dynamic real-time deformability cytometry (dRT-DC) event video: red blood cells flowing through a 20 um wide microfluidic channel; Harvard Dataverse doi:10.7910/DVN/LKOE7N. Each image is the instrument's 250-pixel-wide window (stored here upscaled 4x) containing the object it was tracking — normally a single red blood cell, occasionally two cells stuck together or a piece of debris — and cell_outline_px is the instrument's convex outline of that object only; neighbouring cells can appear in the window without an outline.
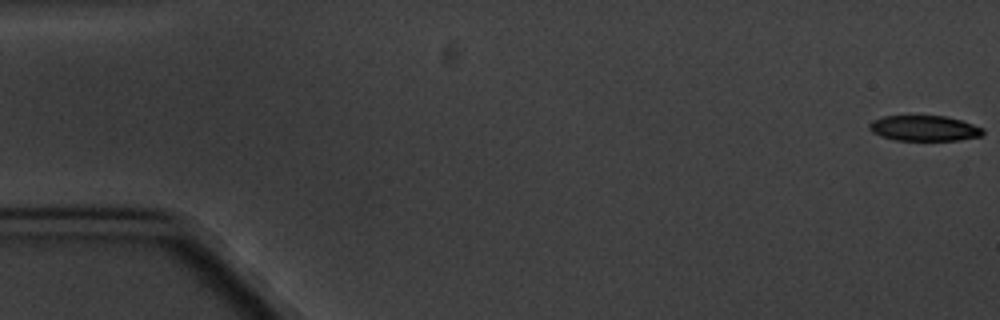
{"species": "common noctule bat (a hibernating species)", "species_latin": "Nyctalus noctula", "temperature_condition": "cold", "stored_images_in_passage": 6, "camera_frame_rate_fps": 3000, "um_per_image_px": 0.085, "animal": {"sex": "male", "body_mass_g": 20.1, "forearm_length_mm": 53.5}, "frame": {"image": 1, "passage_image": 1, "time_ms": 0.0, "image_size_px": [1000, 320], "cell_outline_px": [[984, 132], [980, 136], [960, 140], [896, 140], [880, 136], [872, 132], [868, 128], [868, 124], [872, 120], [884, 116], [944, 116], [960, 120], [984, 128]], "centroid_in_image_um": [78.53, 10.9], "position_along_channel_um": 6.5, "area_um2": 16.82}}
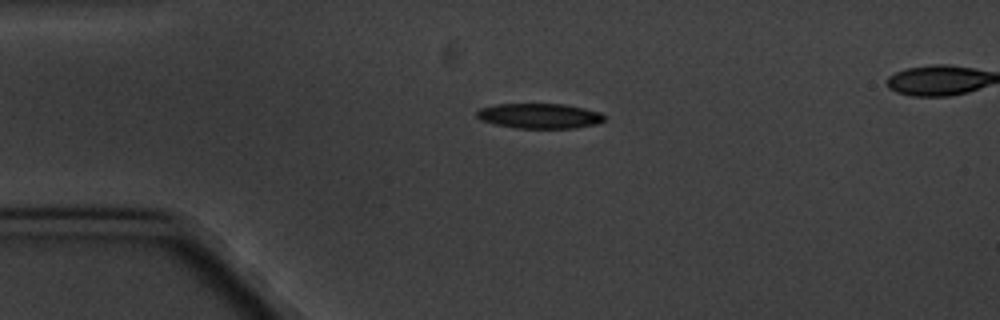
{"frame": {"image": 2, "passage_image": 4, "time_ms": 4.333, "image_size_px": [1000, 320], "cell_outline_px": [[604, 120], [596, 124], [576, 128], [516, 128], [496, 124], [480, 120], [476, 116], [476, 112], [480, 108], [496, 104], [564, 104], [584, 108], [600, 112], [604, 116]], "centroid_in_image_um": [45.85, 9.85], "position_along_channel_um": 39.2, "area_um2": 18.61}}